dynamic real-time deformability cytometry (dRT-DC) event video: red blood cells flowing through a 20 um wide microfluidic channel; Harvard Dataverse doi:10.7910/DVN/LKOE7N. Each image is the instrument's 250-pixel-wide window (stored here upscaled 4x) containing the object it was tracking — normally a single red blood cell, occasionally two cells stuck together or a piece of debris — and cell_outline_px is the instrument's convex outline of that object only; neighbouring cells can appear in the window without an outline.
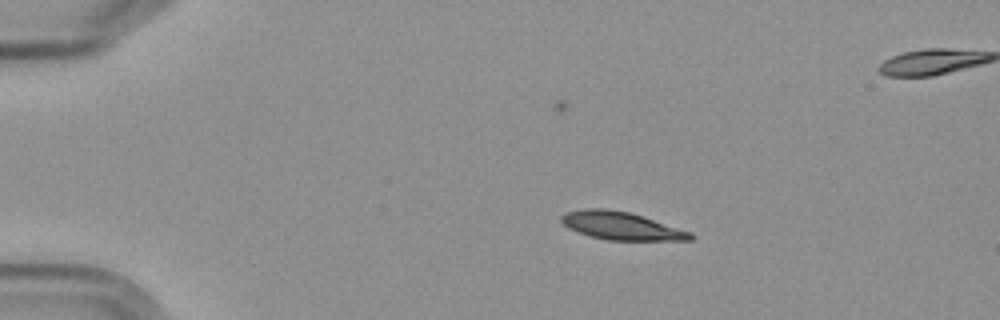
{"species": "Egyptian fruit bat (a non-hibernating species)", "species_latin": "Rousettus aegyptiacus", "temperature_condition": "cold", "stored_images_in_passage": 5, "camera_frame_rate_fps": 3000, "um_per_image_px": 0.085, "frame": {"image": 1, "passage_image": 2, "time_ms": 1.333, "image_size_px": [1000, 320], "cell_outline_px": [[692, 240], [608, 240], [592, 236], [568, 228], [560, 220], [560, 216], [564, 212], [584, 208], [604, 208], [628, 212], [644, 216], [692, 232]], "centroid_in_image_um": [52.79, 19.18], "position_along_channel_um": 32.2, "area_um2": 20.92}}
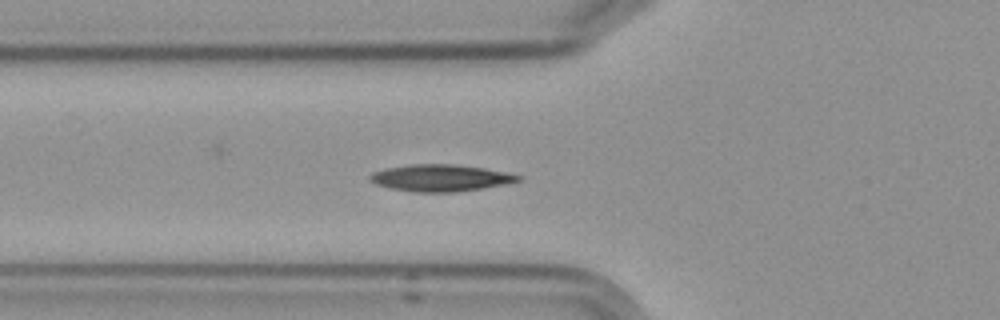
{"frame": {"image": 2, "passage_image": 5, "time_ms": 4.667, "image_size_px": [1000, 320], "cell_outline_px": [[524, 176], [520, 180], [504, 184], [456, 192], [416, 192], [392, 188], [376, 184], [368, 180], [368, 176], [372, 172], [384, 168], [408, 164], [452, 164], [484, 168]], "centroid_in_image_um": [37.39, 15.11], "position_along_channel_um": 88.4, "area_um2": 23.06}}